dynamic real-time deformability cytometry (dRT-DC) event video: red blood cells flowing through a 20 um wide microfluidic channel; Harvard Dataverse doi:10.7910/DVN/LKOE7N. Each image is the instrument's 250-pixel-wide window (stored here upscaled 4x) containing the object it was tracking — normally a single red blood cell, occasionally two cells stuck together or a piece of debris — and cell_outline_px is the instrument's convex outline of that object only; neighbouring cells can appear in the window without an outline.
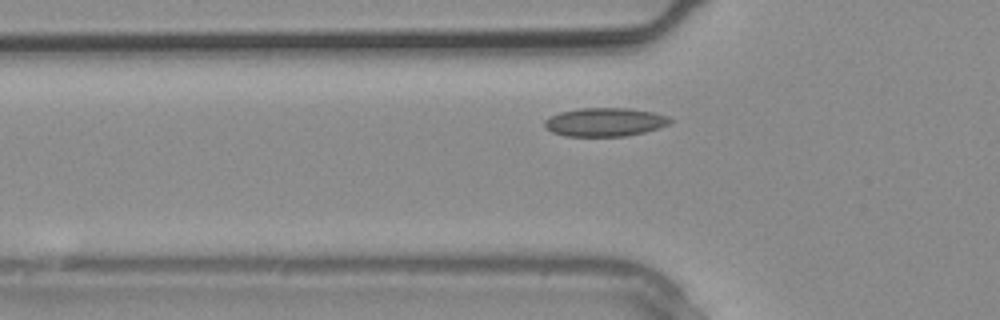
{"species": "common noctule bat (a hibernating species)", "species_latin": "Nyctalus noctula", "temperature_condition": "warm", "stored_images_in_passage": 3, "camera_frame_rate_fps": 3000, "um_per_image_px": 0.085, "animal": {"sex": "male", "body_mass_g": 20.4}, "frame": {"image": 1, "passage_image": 3, "time_ms": 0.667, "image_size_px": [1000, 320], "cell_outline_px": [[672, 124], [660, 128], [644, 132], [624, 136], [564, 136], [552, 132], [544, 128], [544, 120], [548, 116], [560, 112], [580, 108], [628, 108], [652, 112], [668, 116], [672, 120]], "centroid_in_image_um": [51.4, 10.38], "position_along_channel_um": 74.4, "area_um2": 21.1}}